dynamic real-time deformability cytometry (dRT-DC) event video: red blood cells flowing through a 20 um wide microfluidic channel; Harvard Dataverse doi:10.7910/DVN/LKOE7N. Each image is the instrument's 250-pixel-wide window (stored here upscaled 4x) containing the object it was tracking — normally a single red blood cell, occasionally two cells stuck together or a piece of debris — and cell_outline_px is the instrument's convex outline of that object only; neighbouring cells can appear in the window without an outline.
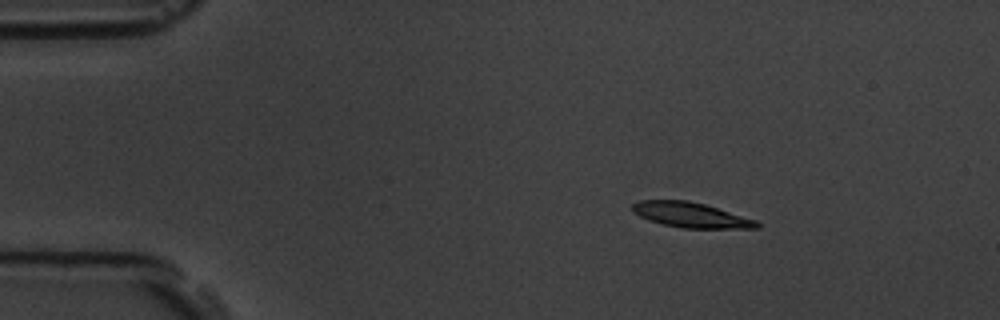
{"species": "common noctule bat (a hibernating species)", "species_latin": "Nyctalus noctula", "temperature_condition": "room temperature", "stored_images_in_passage": 9, "camera_frame_rate_fps": 3000, "um_per_image_px": 0.085, "animal": {"sex": "male", "body_mass_g": 19.5, "forearm_length_mm": 54.6}, "frame": {"image": 1, "passage_image": 1, "time_ms": 0.0, "image_size_px": [1000, 320], "cell_outline_px": [[760, 228], [680, 228], [648, 220], [632, 212], [632, 204], [640, 200], [688, 200], [704, 204], [756, 220], [760, 224]], "centroid_in_image_um": [58.7, 18.27], "position_along_channel_um": 26.3, "area_um2": 18.09}}
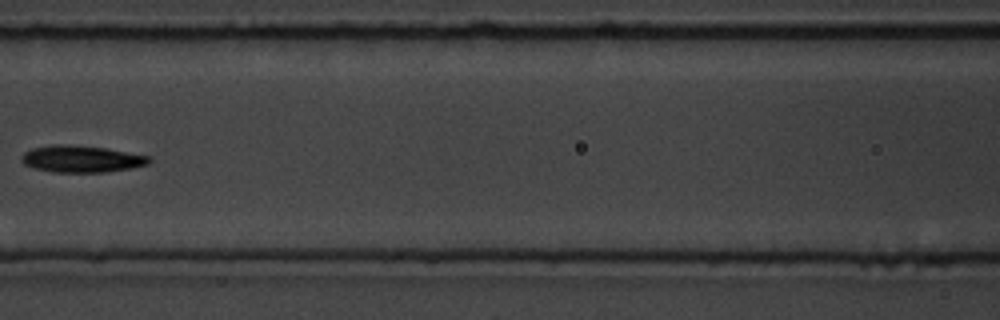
{"frame": {"image": 2, "passage_image": 6, "time_ms": 5.667, "image_size_px": [1000, 320], "cell_outline_px": [[152, 160], [148, 164], [132, 168], [104, 172], [52, 172], [32, 168], [24, 164], [20, 160], [20, 156], [24, 152], [32, 148], [56, 144], [68, 144], [104, 148], [148, 156]], "centroid_in_image_um": [6.87, 13.51], "position_along_channel_um": 159.7, "area_um2": 19.94}}
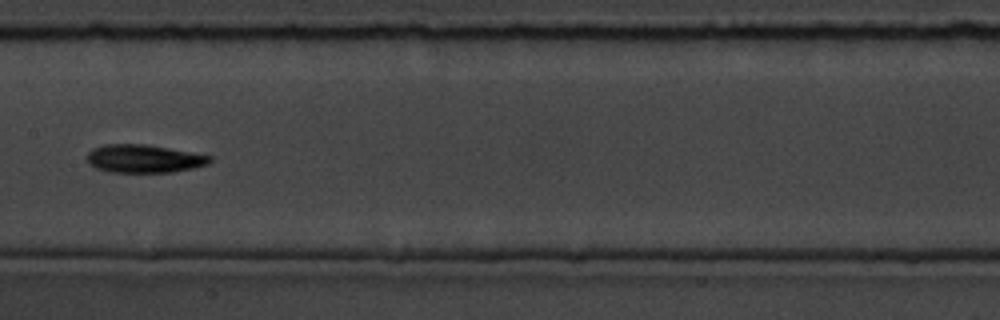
{"frame": {"image": 3, "passage_image": 7, "time_ms": 6.667, "image_size_px": [1000, 320], "cell_outline_px": [[212, 160], [208, 164], [192, 168], [172, 172], [108, 172], [96, 168], [88, 164], [88, 152], [92, 148], [104, 144], [144, 144], [168, 148], [212, 156]], "centroid_in_image_um": [12.2, 13.49], "position_along_channel_um": 195.2, "area_um2": 20.06}}